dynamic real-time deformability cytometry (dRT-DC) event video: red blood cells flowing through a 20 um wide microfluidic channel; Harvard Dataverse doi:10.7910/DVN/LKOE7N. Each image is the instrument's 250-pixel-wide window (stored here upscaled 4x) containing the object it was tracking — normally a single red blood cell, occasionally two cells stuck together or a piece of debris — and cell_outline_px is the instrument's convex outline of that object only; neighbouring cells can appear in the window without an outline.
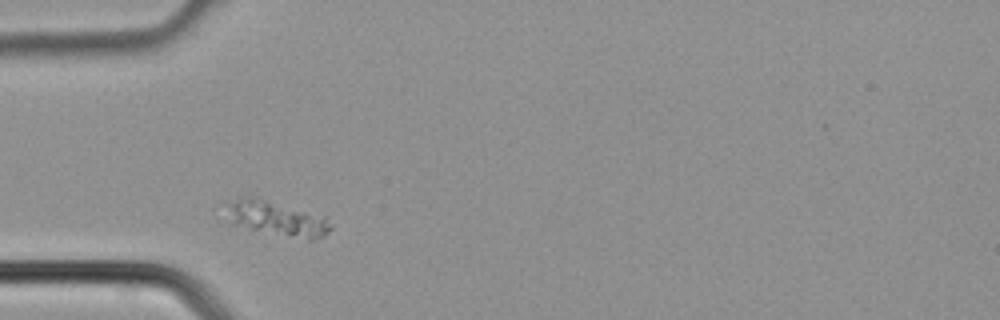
{"species": "common noctule bat (a hibernating species)", "species_latin": "Nyctalus noctula", "temperature_condition": "cold", "stored_images_in_passage": 2, "camera_frame_rate_fps": 3000, "um_per_image_px": 0.085, "animal": {"sex": "male", "body_mass_g": 21.5, "forearm_length_mm": 52.0}, "frame": {"image": 1, "passage_image": 1, "time_ms": 0.0, "image_size_px": [1000, 320], "cell_outline_px": [[332, 228], [324, 236], [312, 240], [308, 240], [232, 224], [228, 204], [240, 196], [256, 196], [328, 216], [332, 224]], "centroid_in_image_um": [23.66, 18.54], "position_along_channel_um": 61.3, "area_um2": 21.04}}
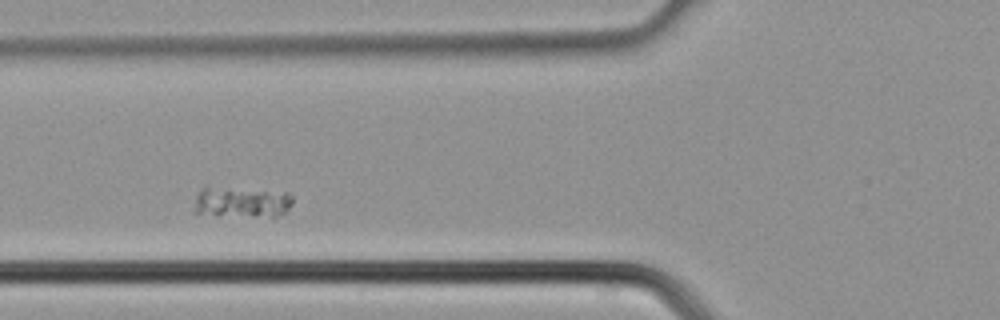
{"frame": {"image": 2, "passage_image": 2, "time_ms": 0.333, "image_size_px": [1000, 320], "cell_outline_px": [[292, 204], [284, 212], [276, 216], [216, 216], [192, 212], [196, 196], [200, 188], [204, 184], [288, 192], [292, 196]], "centroid_in_image_um": [20.44, 17.14], "position_along_channel_um": 105.4, "area_um2": 18.61}}